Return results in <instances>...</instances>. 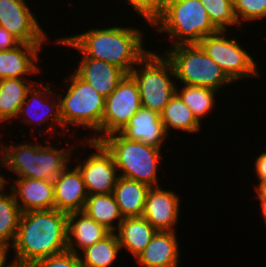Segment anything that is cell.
<instances>
[{
	"mask_svg": "<svg viewBox=\"0 0 266 267\" xmlns=\"http://www.w3.org/2000/svg\"><path fill=\"white\" fill-rule=\"evenodd\" d=\"M68 214L55 208L21 213L13 243L14 261L34 262L67 250Z\"/></svg>",
	"mask_w": 266,
	"mask_h": 267,
	"instance_id": "1",
	"label": "cell"
},
{
	"mask_svg": "<svg viewBox=\"0 0 266 267\" xmlns=\"http://www.w3.org/2000/svg\"><path fill=\"white\" fill-rule=\"evenodd\" d=\"M116 26L92 28L67 38L86 57L116 65L129 74L149 51L143 45V31Z\"/></svg>",
	"mask_w": 266,
	"mask_h": 267,
	"instance_id": "2",
	"label": "cell"
},
{
	"mask_svg": "<svg viewBox=\"0 0 266 267\" xmlns=\"http://www.w3.org/2000/svg\"><path fill=\"white\" fill-rule=\"evenodd\" d=\"M48 143L51 142L38 145L22 141L14 146L1 143L4 167L12 171L14 175H18L17 178L53 181L70 165L71 154L76 147L71 144L69 147L58 149L55 145L53 147Z\"/></svg>",
	"mask_w": 266,
	"mask_h": 267,
	"instance_id": "3",
	"label": "cell"
},
{
	"mask_svg": "<svg viewBox=\"0 0 266 267\" xmlns=\"http://www.w3.org/2000/svg\"><path fill=\"white\" fill-rule=\"evenodd\" d=\"M64 81L69 82L65 96L58 92L61 121L64 130L70 132V125L95 131V135L87 137L93 141L102 139V117L105 110V97L100 95L90 84L82 80L74 71ZM69 125V126H68ZM99 136V137H98Z\"/></svg>",
	"mask_w": 266,
	"mask_h": 267,
	"instance_id": "4",
	"label": "cell"
},
{
	"mask_svg": "<svg viewBox=\"0 0 266 267\" xmlns=\"http://www.w3.org/2000/svg\"><path fill=\"white\" fill-rule=\"evenodd\" d=\"M152 26L159 34L168 33L170 47L198 44L205 36L219 31L200 0H167L162 16Z\"/></svg>",
	"mask_w": 266,
	"mask_h": 267,
	"instance_id": "5",
	"label": "cell"
},
{
	"mask_svg": "<svg viewBox=\"0 0 266 267\" xmlns=\"http://www.w3.org/2000/svg\"><path fill=\"white\" fill-rule=\"evenodd\" d=\"M100 142L113 156L119 176L136 180L149 187L159 186L158 167L161 150L140 141L128 140L115 132L103 137Z\"/></svg>",
	"mask_w": 266,
	"mask_h": 267,
	"instance_id": "6",
	"label": "cell"
},
{
	"mask_svg": "<svg viewBox=\"0 0 266 267\" xmlns=\"http://www.w3.org/2000/svg\"><path fill=\"white\" fill-rule=\"evenodd\" d=\"M129 74L137 82L142 107L161 114L176 93L171 61L165 54L150 50Z\"/></svg>",
	"mask_w": 266,
	"mask_h": 267,
	"instance_id": "7",
	"label": "cell"
},
{
	"mask_svg": "<svg viewBox=\"0 0 266 267\" xmlns=\"http://www.w3.org/2000/svg\"><path fill=\"white\" fill-rule=\"evenodd\" d=\"M171 61L175 80L185 85L209 87L216 91L233 83L199 44H180L164 51Z\"/></svg>",
	"mask_w": 266,
	"mask_h": 267,
	"instance_id": "8",
	"label": "cell"
},
{
	"mask_svg": "<svg viewBox=\"0 0 266 267\" xmlns=\"http://www.w3.org/2000/svg\"><path fill=\"white\" fill-rule=\"evenodd\" d=\"M227 32L219 30L213 35L205 36L198 44L233 82L261 77L253 57L242 48L239 40L227 36Z\"/></svg>",
	"mask_w": 266,
	"mask_h": 267,
	"instance_id": "9",
	"label": "cell"
},
{
	"mask_svg": "<svg viewBox=\"0 0 266 267\" xmlns=\"http://www.w3.org/2000/svg\"><path fill=\"white\" fill-rule=\"evenodd\" d=\"M82 139V147H94L93 152L84 162H79L76 167L79 169L88 195L111 194L119 178L118 169L113 156L100 141Z\"/></svg>",
	"mask_w": 266,
	"mask_h": 267,
	"instance_id": "10",
	"label": "cell"
},
{
	"mask_svg": "<svg viewBox=\"0 0 266 267\" xmlns=\"http://www.w3.org/2000/svg\"><path fill=\"white\" fill-rule=\"evenodd\" d=\"M141 107L137 82L130 74H127L113 92L105 98L102 138L111 133L120 132Z\"/></svg>",
	"mask_w": 266,
	"mask_h": 267,
	"instance_id": "11",
	"label": "cell"
},
{
	"mask_svg": "<svg viewBox=\"0 0 266 267\" xmlns=\"http://www.w3.org/2000/svg\"><path fill=\"white\" fill-rule=\"evenodd\" d=\"M25 0H0V26L20 43H49L47 34Z\"/></svg>",
	"mask_w": 266,
	"mask_h": 267,
	"instance_id": "12",
	"label": "cell"
},
{
	"mask_svg": "<svg viewBox=\"0 0 266 267\" xmlns=\"http://www.w3.org/2000/svg\"><path fill=\"white\" fill-rule=\"evenodd\" d=\"M40 84L41 86H37L39 85V82L38 83L36 82L27 92L26 99L22 104V106L20 107L17 120L23 117L21 120L24 121L20 122H24L25 125L31 124L33 126L34 124L35 125L37 124V126L39 125L40 127H42L41 125L43 123L49 122L48 125L51 127L50 128L49 126L47 127L48 131L46 130V133H48L49 131L51 132L52 135L56 133V130H58L55 129L56 125L59 126L60 128L61 127L63 128L62 129L63 134L67 133V131L66 132L64 131V127L62 126L60 101L57 93L54 92V88L52 90V87L48 85L44 86L42 85V82H40ZM50 94L52 95V97H50ZM55 96L57 97L56 100H54L56 98ZM53 97L54 99L51 105L49 99ZM48 100L49 102H47ZM49 120H51L53 123H51V121ZM54 125L55 128L53 127Z\"/></svg>",
	"mask_w": 266,
	"mask_h": 267,
	"instance_id": "13",
	"label": "cell"
},
{
	"mask_svg": "<svg viewBox=\"0 0 266 267\" xmlns=\"http://www.w3.org/2000/svg\"><path fill=\"white\" fill-rule=\"evenodd\" d=\"M56 44H62L77 49L82 54V59L74 72L85 82L90 84L100 95L108 97L127 73L116 65L99 59L86 57L68 38L54 39Z\"/></svg>",
	"mask_w": 266,
	"mask_h": 267,
	"instance_id": "14",
	"label": "cell"
},
{
	"mask_svg": "<svg viewBox=\"0 0 266 267\" xmlns=\"http://www.w3.org/2000/svg\"><path fill=\"white\" fill-rule=\"evenodd\" d=\"M178 194L171 190L150 187L142 216L157 231H175L174 227L179 220L180 200Z\"/></svg>",
	"mask_w": 266,
	"mask_h": 267,
	"instance_id": "15",
	"label": "cell"
},
{
	"mask_svg": "<svg viewBox=\"0 0 266 267\" xmlns=\"http://www.w3.org/2000/svg\"><path fill=\"white\" fill-rule=\"evenodd\" d=\"M69 166L53 180L55 209L67 214L83 211L88 198L79 169Z\"/></svg>",
	"mask_w": 266,
	"mask_h": 267,
	"instance_id": "16",
	"label": "cell"
},
{
	"mask_svg": "<svg viewBox=\"0 0 266 267\" xmlns=\"http://www.w3.org/2000/svg\"><path fill=\"white\" fill-rule=\"evenodd\" d=\"M10 190L21 213L55 208L54 184L51 180L14 178Z\"/></svg>",
	"mask_w": 266,
	"mask_h": 267,
	"instance_id": "17",
	"label": "cell"
},
{
	"mask_svg": "<svg viewBox=\"0 0 266 267\" xmlns=\"http://www.w3.org/2000/svg\"><path fill=\"white\" fill-rule=\"evenodd\" d=\"M42 47L43 44L20 43L14 49L0 51V79L38 74L41 68L37 63Z\"/></svg>",
	"mask_w": 266,
	"mask_h": 267,
	"instance_id": "18",
	"label": "cell"
},
{
	"mask_svg": "<svg viewBox=\"0 0 266 267\" xmlns=\"http://www.w3.org/2000/svg\"><path fill=\"white\" fill-rule=\"evenodd\" d=\"M128 140L140 141L145 145L162 148L167 136L160 114L141 107L119 132Z\"/></svg>",
	"mask_w": 266,
	"mask_h": 267,
	"instance_id": "19",
	"label": "cell"
},
{
	"mask_svg": "<svg viewBox=\"0 0 266 267\" xmlns=\"http://www.w3.org/2000/svg\"><path fill=\"white\" fill-rule=\"evenodd\" d=\"M179 251L175 231H156L150 243L135 259L141 267H178Z\"/></svg>",
	"mask_w": 266,
	"mask_h": 267,
	"instance_id": "20",
	"label": "cell"
},
{
	"mask_svg": "<svg viewBox=\"0 0 266 267\" xmlns=\"http://www.w3.org/2000/svg\"><path fill=\"white\" fill-rule=\"evenodd\" d=\"M111 233L105 226L98 224L84 211L68 213L67 250L78 254V250L104 239ZM77 247L79 248L77 250Z\"/></svg>",
	"mask_w": 266,
	"mask_h": 267,
	"instance_id": "21",
	"label": "cell"
},
{
	"mask_svg": "<svg viewBox=\"0 0 266 267\" xmlns=\"http://www.w3.org/2000/svg\"><path fill=\"white\" fill-rule=\"evenodd\" d=\"M156 229L143 217L124 218L116 234L121 250L124 248L136 258L150 243Z\"/></svg>",
	"mask_w": 266,
	"mask_h": 267,
	"instance_id": "22",
	"label": "cell"
},
{
	"mask_svg": "<svg viewBox=\"0 0 266 267\" xmlns=\"http://www.w3.org/2000/svg\"><path fill=\"white\" fill-rule=\"evenodd\" d=\"M149 188L144 183L119 176L113 195L124 218L142 216Z\"/></svg>",
	"mask_w": 266,
	"mask_h": 267,
	"instance_id": "23",
	"label": "cell"
},
{
	"mask_svg": "<svg viewBox=\"0 0 266 267\" xmlns=\"http://www.w3.org/2000/svg\"><path fill=\"white\" fill-rule=\"evenodd\" d=\"M35 83L29 78L0 79V123L17 119L27 92Z\"/></svg>",
	"mask_w": 266,
	"mask_h": 267,
	"instance_id": "24",
	"label": "cell"
},
{
	"mask_svg": "<svg viewBox=\"0 0 266 267\" xmlns=\"http://www.w3.org/2000/svg\"><path fill=\"white\" fill-rule=\"evenodd\" d=\"M83 211L95 222L105 226L111 232H116L124 219L113 193L88 195Z\"/></svg>",
	"mask_w": 266,
	"mask_h": 267,
	"instance_id": "25",
	"label": "cell"
},
{
	"mask_svg": "<svg viewBox=\"0 0 266 267\" xmlns=\"http://www.w3.org/2000/svg\"><path fill=\"white\" fill-rule=\"evenodd\" d=\"M160 117L168 135L169 130L171 131L173 129L177 131L181 130L185 133H195L199 132L202 128V122L196 119L192 110L176 93L164 107Z\"/></svg>",
	"mask_w": 266,
	"mask_h": 267,
	"instance_id": "26",
	"label": "cell"
},
{
	"mask_svg": "<svg viewBox=\"0 0 266 267\" xmlns=\"http://www.w3.org/2000/svg\"><path fill=\"white\" fill-rule=\"evenodd\" d=\"M81 252L78 255L83 267H109L116 261L121 247L116 232H111L107 237Z\"/></svg>",
	"mask_w": 266,
	"mask_h": 267,
	"instance_id": "27",
	"label": "cell"
},
{
	"mask_svg": "<svg viewBox=\"0 0 266 267\" xmlns=\"http://www.w3.org/2000/svg\"><path fill=\"white\" fill-rule=\"evenodd\" d=\"M182 86L183 88L176 87V94L192 110L196 119L201 122L200 119L206 118V115L208 117L210 111L215 108L216 99L214 98L218 91L202 86L185 84Z\"/></svg>",
	"mask_w": 266,
	"mask_h": 267,
	"instance_id": "28",
	"label": "cell"
},
{
	"mask_svg": "<svg viewBox=\"0 0 266 267\" xmlns=\"http://www.w3.org/2000/svg\"><path fill=\"white\" fill-rule=\"evenodd\" d=\"M0 192V244L13 245L19 225L21 211L14 194ZM5 193V194H4Z\"/></svg>",
	"mask_w": 266,
	"mask_h": 267,
	"instance_id": "29",
	"label": "cell"
},
{
	"mask_svg": "<svg viewBox=\"0 0 266 267\" xmlns=\"http://www.w3.org/2000/svg\"><path fill=\"white\" fill-rule=\"evenodd\" d=\"M205 6L208 17L218 30L228 31V27L239 28L236 18L233 0H200Z\"/></svg>",
	"mask_w": 266,
	"mask_h": 267,
	"instance_id": "30",
	"label": "cell"
},
{
	"mask_svg": "<svg viewBox=\"0 0 266 267\" xmlns=\"http://www.w3.org/2000/svg\"><path fill=\"white\" fill-rule=\"evenodd\" d=\"M233 7L239 25L266 19V0H233Z\"/></svg>",
	"mask_w": 266,
	"mask_h": 267,
	"instance_id": "31",
	"label": "cell"
},
{
	"mask_svg": "<svg viewBox=\"0 0 266 267\" xmlns=\"http://www.w3.org/2000/svg\"><path fill=\"white\" fill-rule=\"evenodd\" d=\"M167 0H127L136 13L153 25L163 14Z\"/></svg>",
	"mask_w": 266,
	"mask_h": 267,
	"instance_id": "32",
	"label": "cell"
},
{
	"mask_svg": "<svg viewBox=\"0 0 266 267\" xmlns=\"http://www.w3.org/2000/svg\"><path fill=\"white\" fill-rule=\"evenodd\" d=\"M31 267H83L78 254L64 251L34 262Z\"/></svg>",
	"mask_w": 266,
	"mask_h": 267,
	"instance_id": "33",
	"label": "cell"
},
{
	"mask_svg": "<svg viewBox=\"0 0 266 267\" xmlns=\"http://www.w3.org/2000/svg\"><path fill=\"white\" fill-rule=\"evenodd\" d=\"M19 44L20 42L14 36L0 26V51L14 49Z\"/></svg>",
	"mask_w": 266,
	"mask_h": 267,
	"instance_id": "34",
	"label": "cell"
},
{
	"mask_svg": "<svg viewBox=\"0 0 266 267\" xmlns=\"http://www.w3.org/2000/svg\"><path fill=\"white\" fill-rule=\"evenodd\" d=\"M255 158V173L257 174V179H259V183L254 186V188L256 189L257 185L259 186L262 182L266 181V151L261 152V154Z\"/></svg>",
	"mask_w": 266,
	"mask_h": 267,
	"instance_id": "35",
	"label": "cell"
},
{
	"mask_svg": "<svg viewBox=\"0 0 266 267\" xmlns=\"http://www.w3.org/2000/svg\"><path fill=\"white\" fill-rule=\"evenodd\" d=\"M11 248V246L0 244V267H7L9 265L7 259Z\"/></svg>",
	"mask_w": 266,
	"mask_h": 267,
	"instance_id": "36",
	"label": "cell"
},
{
	"mask_svg": "<svg viewBox=\"0 0 266 267\" xmlns=\"http://www.w3.org/2000/svg\"><path fill=\"white\" fill-rule=\"evenodd\" d=\"M0 166H2L3 168H4V157H3V152H2V149H1V146H0ZM7 179H6V177H5V175L3 174H1L0 173V192L1 191H4V190H6L7 188H6V186L5 185H7Z\"/></svg>",
	"mask_w": 266,
	"mask_h": 267,
	"instance_id": "37",
	"label": "cell"
},
{
	"mask_svg": "<svg viewBox=\"0 0 266 267\" xmlns=\"http://www.w3.org/2000/svg\"><path fill=\"white\" fill-rule=\"evenodd\" d=\"M256 194H255V197L258 198V200L260 201V207H261V210H262V214H263V220H264V223L266 224V198H264L256 189Z\"/></svg>",
	"mask_w": 266,
	"mask_h": 267,
	"instance_id": "38",
	"label": "cell"
},
{
	"mask_svg": "<svg viewBox=\"0 0 266 267\" xmlns=\"http://www.w3.org/2000/svg\"><path fill=\"white\" fill-rule=\"evenodd\" d=\"M256 190L266 198V181L262 182L259 186H257Z\"/></svg>",
	"mask_w": 266,
	"mask_h": 267,
	"instance_id": "39",
	"label": "cell"
},
{
	"mask_svg": "<svg viewBox=\"0 0 266 267\" xmlns=\"http://www.w3.org/2000/svg\"><path fill=\"white\" fill-rule=\"evenodd\" d=\"M7 267H31V266L24 264L22 262L12 260V262H10Z\"/></svg>",
	"mask_w": 266,
	"mask_h": 267,
	"instance_id": "40",
	"label": "cell"
}]
</instances>
